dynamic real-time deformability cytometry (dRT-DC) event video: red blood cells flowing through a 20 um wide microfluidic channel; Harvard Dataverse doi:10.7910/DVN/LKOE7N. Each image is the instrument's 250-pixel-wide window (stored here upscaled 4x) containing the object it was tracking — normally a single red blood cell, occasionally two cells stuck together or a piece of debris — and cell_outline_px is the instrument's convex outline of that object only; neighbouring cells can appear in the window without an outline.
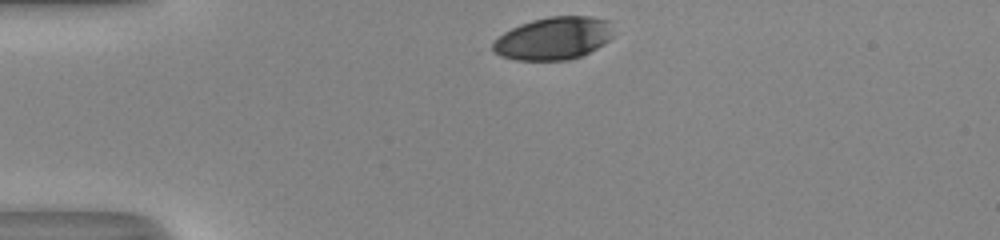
{"species": "human", "species_latin": "Homo sapiens", "temperature_condition": "room temperature", "stored_images_in_passage": 30, "camera_frame_rate_fps": 3000, "um_per_image_px": 0.085, "donor": {"sex": "male"}, "frame": {"image": 1, "passage_image": 1, "time_ms": 0.0, "image_size_px": [1000, 240], "cell_outline_px": [[612, 36], [604, 44], [580, 56], [568, 60], [516, 60], [500, 56], [492, 52], [492, 44], [504, 32], [520, 24], [532, 20], [548, 16], [592, 16], [608, 20]], "centroid_in_image_um": [47.02, 3.26], "position_along_channel_um": 38.0, "area_um2": 29.88}}
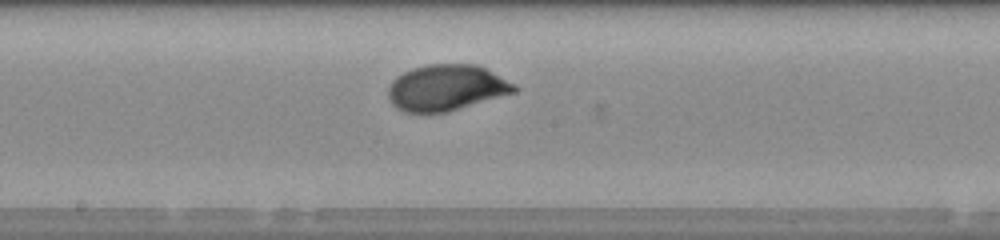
{"frame": {"image": 2, "passage_image": 17, "time_ms": 5.333, "image_size_px": [1000, 240], "cell_outline_px": [[520, 88], [516, 92], [448, 112], [404, 112], [396, 108], [392, 104], [388, 96], [388, 88], [392, 80], [396, 76], [412, 68], [428, 64], [476, 64], [516, 84]], "centroid_in_image_um": [37.94, 7.46], "position_along_channel_um": 210.3, "area_um2": 33.93}}
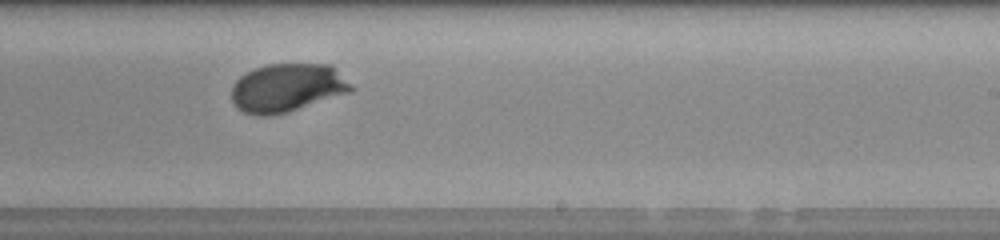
{"frame": {"image": 3, "passage_image": 21, "time_ms": 6.667, "image_size_px": [1000, 240], "cell_outline_px": [[352, 92], [288, 112], [268, 116], [256, 116], [244, 112], [236, 108], [232, 104], [232, 84], [240, 76], [256, 68], [268, 64], [332, 64], [352, 84]], "centroid_in_image_um": [24.41, 7.47], "position_along_channel_um": 264.6, "area_um2": 34.04}, "authors_computed_cell_mechanics": {"area_um2": 33.1772, "velocity_mm_per_s": 4.0947, "shape_relaxation_time_tau1_ms": 3.2411, "shape_relaxation_time_tau2_ms": null, "deformation_change_tau1": 0.1572, "deformation_change_tau2": null}}